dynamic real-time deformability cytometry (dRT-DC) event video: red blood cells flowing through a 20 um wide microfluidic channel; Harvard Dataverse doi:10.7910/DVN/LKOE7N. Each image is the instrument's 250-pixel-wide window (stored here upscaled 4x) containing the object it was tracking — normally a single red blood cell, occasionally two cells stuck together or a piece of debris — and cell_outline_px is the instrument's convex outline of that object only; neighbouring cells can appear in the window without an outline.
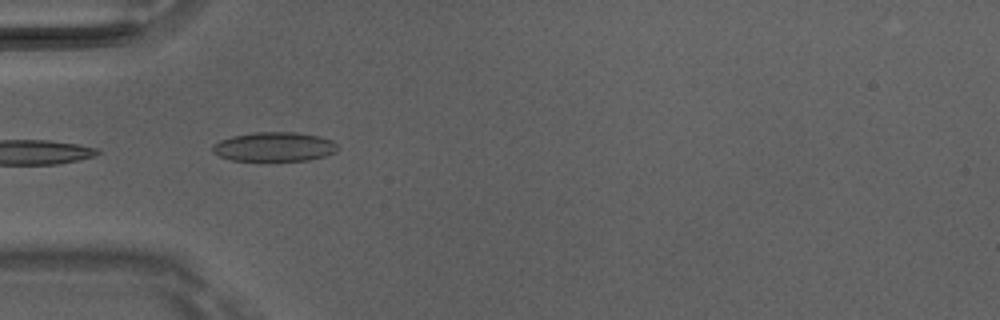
{"species": "Egyptian fruit bat (a non-hibernating species)", "species_latin": "Rousettus aegyptiacus", "temperature_condition": "room temperature", "stored_images_in_passage": 5, "camera_frame_rate_fps": 3000, "um_per_image_px": 0.085, "animal": {"sex": "male"}, "frame": {"image": 1, "passage_image": 2, "time_ms": 0.333, "image_size_px": [1000, 320], "cell_outline_px": [[336, 152], [324, 156], [308, 160], [260, 164], [232, 160], [220, 156], [212, 152], [212, 144], [220, 140], [232, 136], [252, 132], [296, 132], [320, 136], [332, 140], [336, 144]], "centroid_in_image_um": [23.26, 12.52], "position_along_channel_um": 61.7, "area_um2": 22.37}}